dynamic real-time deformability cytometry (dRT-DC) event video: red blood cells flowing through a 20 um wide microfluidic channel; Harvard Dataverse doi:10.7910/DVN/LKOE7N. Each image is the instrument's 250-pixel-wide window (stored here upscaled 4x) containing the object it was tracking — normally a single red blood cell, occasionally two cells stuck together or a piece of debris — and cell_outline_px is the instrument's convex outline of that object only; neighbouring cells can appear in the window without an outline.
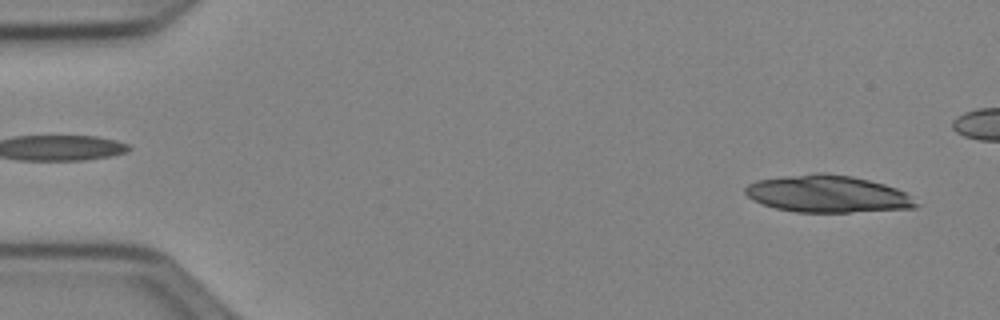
{"species": "Egyptian fruit bat (a non-hibernating species)", "species_latin": "Rousettus aegyptiacus", "temperature_condition": "cold", "stored_images_in_passage": 5, "camera_frame_rate_fps": 3000, "um_per_image_px": 0.085, "animal": {"sex": "female"}, "frame": {"image": 1, "passage_image": 2, "time_ms": 0.333, "image_size_px": [1000, 320], "cell_outline_px": [[924, 204], [916, 208], [848, 212], [796, 212], [776, 208], [752, 200], [744, 192], [744, 188], [748, 184], [756, 180], [784, 176], [816, 172], [824, 172], [852, 176], [884, 184], [896, 188], [904, 192]], "centroid_in_image_um": [70.38, 16.48], "position_along_channel_um": 14.6, "area_um2": 37.17}}